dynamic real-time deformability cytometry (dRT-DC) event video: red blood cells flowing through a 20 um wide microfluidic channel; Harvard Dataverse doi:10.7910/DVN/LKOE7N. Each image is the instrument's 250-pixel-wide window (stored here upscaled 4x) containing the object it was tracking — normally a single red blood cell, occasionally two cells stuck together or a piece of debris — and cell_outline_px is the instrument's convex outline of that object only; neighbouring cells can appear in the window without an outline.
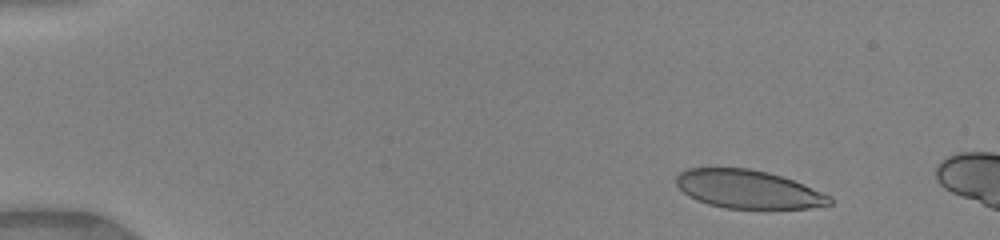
{"species": "human", "species_latin": "Homo sapiens", "temperature_condition": "warm", "stored_images_in_passage": 11, "camera_frame_rate_fps": 3000, "um_per_image_px": 0.085, "donor": {"sex": "female"}, "frame": {"image": 1, "passage_image": 5, "time_ms": 1.333, "image_size_px": [1000, 240], "cell_outline_px": [[832, 204], [808, 208], [724, 208], [708, 204], [696, 200], [688, 196], [676, 184], [676, 176], [680, 172], [688, 168], [748, 168], [768, 172], [792, 180], [832, 196]], "centroid_in_image_um": [63.57, 16.08], "position_along_channel_um": 21.4, "area_um2": 34.1}}